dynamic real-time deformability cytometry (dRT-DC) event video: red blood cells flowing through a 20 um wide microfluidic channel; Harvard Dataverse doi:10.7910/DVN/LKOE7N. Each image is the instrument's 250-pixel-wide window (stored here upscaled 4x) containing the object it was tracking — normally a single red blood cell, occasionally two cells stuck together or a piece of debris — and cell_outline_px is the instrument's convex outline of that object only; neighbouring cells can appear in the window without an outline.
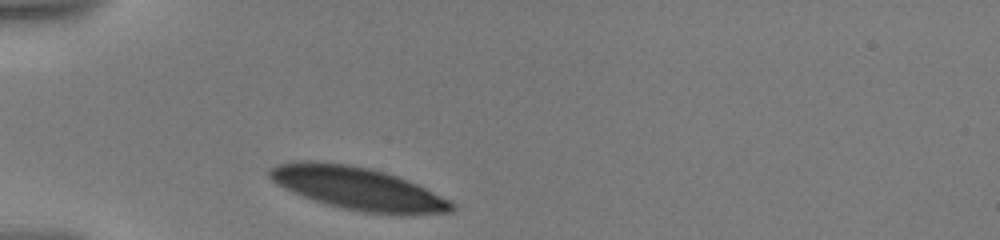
{"species": "human", "species_latin": "Homo sapiens", "temperature_condition": "warm", "stored_images_in_passage": 8, "camera_frame_rate_fps": 3000, "um_per_image_px": 0.085, "donor": {"sex": "male"}, "frame": {"image": 1, "passage_image": 1, "time_ms": 0.0, "image_size_px": [1000, 240], "cell_outline_px": [[456, 208], [452, 212], [412, 216], [396, 216], [360, 212], [340, 208], [324, 204], [304, 196], [272, 180], [268, 176], [268, 172], [276, 164], [300, 160], [308, 160], [348, 164], [368, 168], [384, 172], [408, 180], [456, 204]], "centroid_in_image_um": [30.49, 16.05], "position_along_channel_um": 54.5, "area_um2": 45.6}}
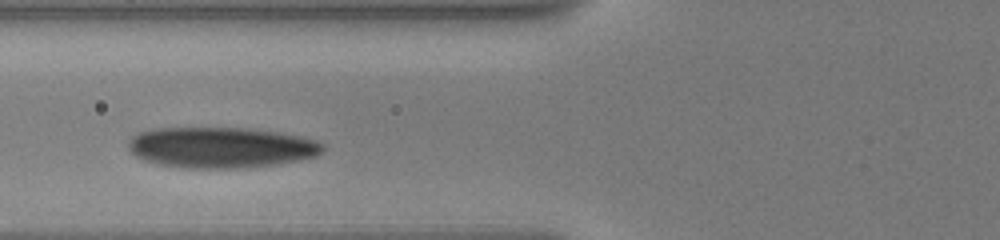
{"frame": {"image": 2, "passage_image": 5, "time_ms": 2.0, "image_size_px": [1000, 240], "cell_outline_px": [[324, 148], [316, 156], [300, 160], [276, 164], [244, 168], [184, 168], [160, 164], [144, 160], [136, 156], [128, 148], [128, 140], [132, 136], [140, 132], [152, 128], [252, 128], [300, 136], [316, 140], [324, 144]], "centroid_in_image_um": [18.78, 12.53], "position_along_channel_um": 107.0, "area_um2": 46.36}}
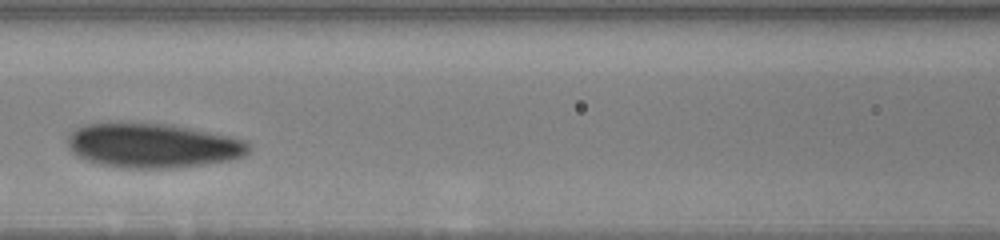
{"frame": {"image": 3, "passage_image": 7, "time_ms": 3.333, "image_size_px": [1000, 240], "cell_outline_px": [[248, 152], [240, 156], [228, 160], [180, 168], [120, 168], [96, 164], [72, 152], [68, 144], [68, 136], [76, 128], [84, 124], [172, 124], [228, 136], [244, 140], [248, 144]], "centroid_in_image_um": [12.96, 12.39], "position_along_channel_um": 153.6, "area_um2": 46.36}}